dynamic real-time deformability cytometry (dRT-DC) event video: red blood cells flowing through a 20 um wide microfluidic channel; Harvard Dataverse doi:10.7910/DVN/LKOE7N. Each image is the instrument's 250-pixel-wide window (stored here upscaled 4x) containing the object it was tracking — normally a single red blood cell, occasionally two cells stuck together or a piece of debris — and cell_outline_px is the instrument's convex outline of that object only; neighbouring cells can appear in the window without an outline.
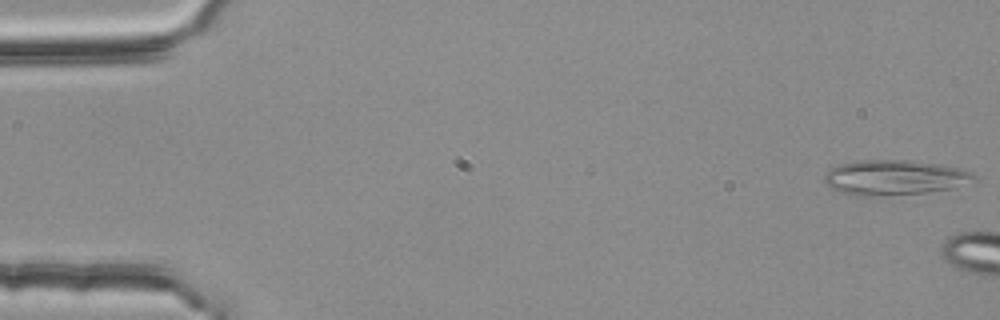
{"species": "common noctule bat (a hibernating species)", "species_latin": "Nyctalus noctula", "temperature_condition": "room temperature", "stored_images_in_passage": 2, "camera_frame_rate_fps": 3000, "um_per_image_px": 0.085, "animal": {"sex": "female", "body_mass_g": 25.1}, "frame": {"image": 1, "passage_image": 1, "time_ms": 0.0, "image_size_px": [1000, 320], "cell_outline_px": [[976, 180], [952, 188], [924, 192], [872, 196], [856, 196], [840, 192], [828, 184], [824, 180], [824, 176], [832, 168], [840, 164], [860, 160], [904, 160], [936, 164], [956, 168], [972, 172], [976, 176]], "centroid_in_image_um": [76.02, 15.09], "position_along_channel_um": 9.0, "area_um2": 29.94}}